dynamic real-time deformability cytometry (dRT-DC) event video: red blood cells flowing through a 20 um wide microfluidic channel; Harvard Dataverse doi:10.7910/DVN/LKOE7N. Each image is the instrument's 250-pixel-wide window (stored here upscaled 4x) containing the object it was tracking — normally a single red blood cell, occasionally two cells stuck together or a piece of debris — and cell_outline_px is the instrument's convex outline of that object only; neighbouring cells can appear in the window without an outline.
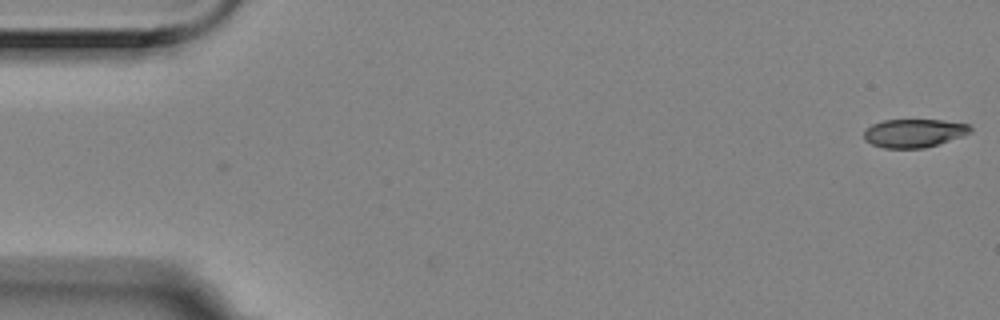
{"species": "Egyptian fruit bat (a non-hibernating species)", "species_latin": "Rousettus aegyptiacus", "temperature_condition": "room temperature", "stored_images_in_passage": 10, "camera_frame_rate_fps": 3000, "um_per_image_px": 0.085, "animal": {"sex": "female"}, "frame": {"image": 1, "passage_image": 1, "time_ms": 0.0, "image_size_px": [1000, 320], "cell_outline_px": [[972, 132], [964, 136], [924, 148], [884, 148], [872, 144], [864, 140], [864, 132], [872, 124], [884, 120], [944, 120], [968, 124], [972, 128]], "centroid_in_image_um": [77.71, 11.31], "position_along_channel_um": 7.3, "area_um2": 17.63}}
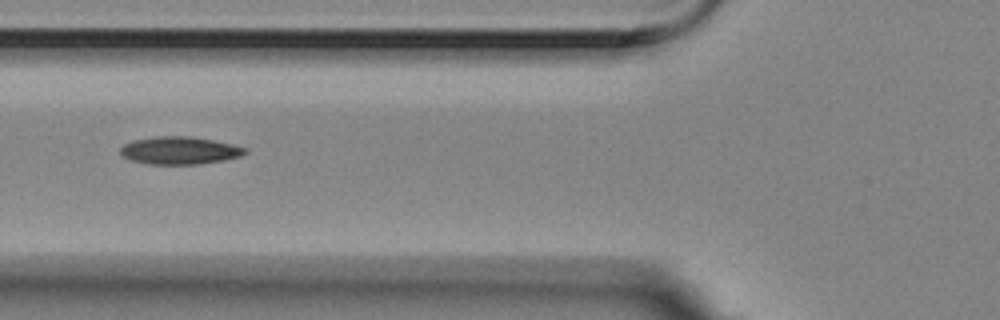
{"frame": {"image": 2, "passage_image": 7, "time_ms": 2.0, "image_size_px": [1000, 320], "cell_outline_px": [[248, 152], [240, 156], [224, 160], [200, 164], [148, 164], [132, 160], [124, 156], [120, 152], [120, 148], [124, 144], [132, 140], [156, 136], [192, 136], [232, 144], [248, 148]], "centroid_in_image_um": [15.28, 12.78], "position_along_channel_um": 110.5, "area_um2": 20.11}}
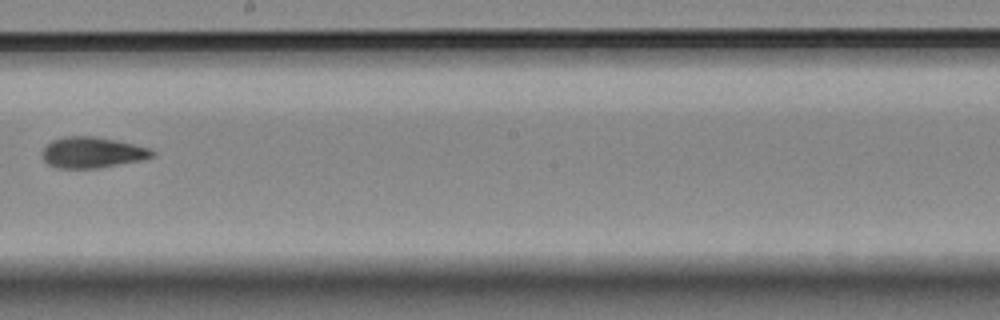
{"frame": {"image": 3, "passage_image": 10, "time_ms": 3.0, "image_size_px": [1000, 320], "cell_outline_px": [[156, 152], [152, 156], [140, 160], [96, 168], [56, 168], [48, 164], [44, 160], [40, 152], [52, 140], [64, 136], [92, 136], [116, 140], [152, 148]], "centroid_in_image_um": [7.82, 12.95], "position_along_channel_um": 240.4, "area_um2": 19.77}}